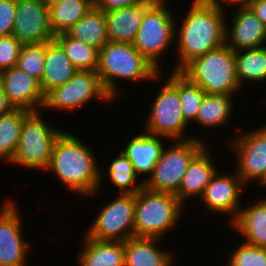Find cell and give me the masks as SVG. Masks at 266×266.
<instances>
[{
	"mask_svg": "<svg viewBox=\"0 0 266 266\" xmlns=\"http://www.w3.org/2000/svg\"><path fill=\"white\" fill-rule=\"evenodd\" d=\"M211 0H193L179 30L175 31L179 62L173 71H180L192 59L205 55L226 43L225 11Z\"/></svg>",
	"mask_w": 266,
	"mask_h": 266,
	"instance_id": "cell-1",
	"label": "cell"
},
{
	"mask_svg": "<svg viewBox=\"0 0 266 266\" xmlns=\"http://www.w3.org/2000/svg\"><path fill=\"white\" fill-rule=\"evenodd\" d=\"M82 141L64 131L54 144L46 171H53L60 183L79 196L93 197L102 187L106 170L100 169L93 149Z\"/></svg>",
	"mask_w": 266,
	"mask_h": 266,
	"instance_id": "cell-2",
	"label": "cell"
},
{
	"mask_svg": "<svg viewBox=\"0 0 266 266\" xmlns=\"http://www.w3.org/2000/svg\"><path fill=\"white\" fill-rule=\"evenodd\" d=\"M106 92L114 100L119 95L117 79L140 82L160 80L159 71L132 43L108 41L99 50V64L96 71ZM118 93V94H117Z\"/></svg>",
	"mask_w": 266,
	"mask_h": 266,
	"instance_id": "cell-3",
	"label": "cell"
},
{
	"mask_svg": "<svg viewBox=\"0 0 266 266\" xmlns=\"http://www.w3.org/2000/svg\"><path fill=\"white\" fill-rule=\"evenodd\" d=\"M179 72L206 94L234 96L241 88L236 74L235 52L226 43L192 59Z\"/></svg>",
	"mask_w": 266,
	"mask_h": 266,
	"instance_id": "cell-4",
	"label": "cell"
},
{
	"mask_svg": "<svg viewBox=\"0 0 266 266\" xmlns=\"http://www.w3.org/2000/svg\"><path fill=\"white\" fill-rule=\"evenodd\" d=\"M182 208L175 194L143 187L135 194L134 237L162 238L180 221Z\"/></svg>",
	"mask_w": 266,
	"mask_h": 266,
	"instance_id": "cell-5",
	"label": "cell"
},
{
	"mask_svg": "<svg viewBox=\"0 0 266 266\" xmlns=\"http://www.w3.org/2000/svg\"><path fill=\"white\" fill-rule=\"evenodd\" d=\"M166 0H156L145 12L133 42L137 51L159 71L161 56L172 46L175 37V15ZM160 60V61H159Z\"/></svg>",
	"mask_w": 266,
	"mask_h": 266,
	"instance_id": "cell-6",
	"label": "cell"
},
{
	"mask_svg": "<svg viewBox=\"0 0 266 266\" xmlns=\"http://www.w3.org/2000/svg\"><path fill=\"white\" fill-rule=\"evenodd\" d=\"M41 111L31 112L23 121L16 153L10 163L30 169L48 168L56 140L64 132L42 118ZM50 125V126H49Z\"/></svg>",
	"mask_w": 266,
	"mask_h": 266,
	"instance_id": "cell-7",
	"label": "cell"
},
{
	"mask_svg": "<svg viewBox=\"0 0 266 266\" xmlns=\"http://www.w3.org/2000/svg\"><path fill=\"white\" fill-rule=\"evenodd\" d=\"M203 140L204 138L173 140V144L164 147L152 174L143 179L144 187L152 191L175 194L190 162L206 146Z\"/></svg>",
	"mask_w": 266,
	"mask_h": 266,
	"instance_id": "cell-8",
	"label": "cell"
},
{
	"mask_svg": "<svg viewBox=\"0 0 266 266\" xmlns=\"http://www.w3.org/2000/svg\"><path fill=\"white\" fill-rule=\"evenodd\" d=\"M112 102L96 71L77 70L63 85L53 88L45 95L43 109L77 111L91 99ZM86 103V104H85Z\"/></svg>",
	"mask_w": 266,
	"mask_h": 266,
	"instance_id": "cell-9",
	"label": "cell"
},
{
	"mask_svg": "<svg viewBox=\"0 0 266 266\" xmlns=\"http://www.w3.org/2000/svg\"><path fill=\"white\" fill-rule=\"evenodd\" d=\"M101 209L89 226L86 237L121 242L134 237L135 194L120 193Z\"/></svg>",
	"mask_w": 266,
	"mask_h": 266,
	"instance_id": "cell-10",
	"label": "cell"
},
{
	"mask_svg": "<svg viewBox=\"0 0 266 266\" xmlns=\"http://www.w3.org/2000/svg\"><path fill=\"white\" fill-rule=\"evenodd\" d=\"M146 119L144 130L149 134L162 136L171 141L197 138L185 136L189 125L183 118L179 91L168 79L155 96Z\"/></svg>",
	"mask_w": 266,
	"mask_h": 266,
	"instance_id": "cell-11",
	"label": "cell"
},
{
	"mask_svg": "<svg viewBox=\"0 0 266 266\" xmlns=\"http://www.w3.org/2000/svg\"><path fill=\"white\" fill-rule=\"evenodd\" d=\"M229 144L237 155L234 173L244 184L256 180L259 186L266 188V124L236 135Z\"/></svg>",
	"mask_w": 266,
	"mask_h": 266,
	"instance_id": "cell-12",
	"label": "cell"
},
{
	"mask_svg": "<svg viewBox=\"0 0 266 266\" xmlns=\"http://www.w3.org/2000/svg\"><path fill=\"white\" fill-rule=\"evenodd\" d=\"M15 15L12 35L22 45L54 40L49 8L41 0H16Z\"/></svg>",
	"mask_w": 266,
	"mask_h": 266,
	"instance_id": "cell-13",
	"label": "cell"
},
{
	"mask_svg": "<svg viewBox=\"0 0 266 266\" xmlns=\"http://www.w3.org/2000/svg\"><path fill=\"white\" fill-rule=\"evenodd\" d=\"M11 200L5 199L0 209V266H26L30 249L23 238L20 211Z\"/></svg>",
	"mask_w": 266,
	"mask_h": 266,
	"instance_id": "cell-14",
	"label": "cell"
},
{
	"mask_svg": "<svg viewBox=\"0 0 266 266\" xmlns=\"http://www.w3.org/2000/svg\"><path fill=\"white\" fill-rule=\"evenodd\" d=\"M217 171L200 198L208 211L230 214L231 223L241 209V195L245 185L240 176ZM227 174V175H226ZM235 176V177H234ZM244 186V187H243Z\"/></svg>",
	"mask_w": 266,
	"mask_h": 266,
	"instance_id": "cell-15",
	"label": "cell"
},
{
	"mask_svg": "<svg viewBox=\"0 0 266 266\" xmlns=\"http://www.w3.org/2000/svg\"><path fill=\"white\" fill-rule=\"evenodd\" d=\"M0 82L14 108L30 112L43 108L45 95L37 78L14 66L0 72Z\"/></svg>",
	"mask_w": 266,
	"mask_h": 266,
	"instance_id": "cell-16",
	"label": "cell"
},
{
	"mask_svg": "<svg viewBox=\"0 0 266 266\" xmlns=\"http://www.w3.org/2000/svg\"><path fill=\"white\" fill-rule=\"evenodd\" d=\"M231 18V28L226 25V44L234 52L266 46V26L249 7H239Z\"/></svg>",
	"mask_w": 266,
	"mask_h": 266,
	"instance_id": "cell-17",
	"label": "cell"
},
{
	"mask_svg": "<svg viewBox=\"0 0 266 266\" xmlns=\"http://www.w3.org/2000/svg\"><path fill=\"white\" fill-rule=\"evenodd\" d=\"M207 145L190 162L178 191L177 199L184 205L186 200L195 197L201 198L206 186L219 170L214 165L212 154ZM211 156V157H210ZM186 199V200H185ZM185 201V202H184Z\"/></svg>",
	"mask_w": 266,
	"mask_h": 266,
	"instance_id": "cell-18",
	"label": "cell"
},
{
	"mask_svg": "<svg viewBox=\"0 0 266 266\" xmlns=\"http://www.w3.org/2000/svg\"><path fill=\"white\" fill-rule=\"evenodd\" d=\"M155 1L142 0L132 7L105 12L108 40L133 44L143 15Z\"/></svg>",
	"mask_w": 266,
	"mask_h": 266,
	"instance_id": "cell-19",
	"label": "cell"
},
{
	"mask_svg": "<svg viewBox=\"0 0 266 266\" xmlns=\"http://www.w3.org/2000/svg\"><path fill=\"white\" fill-rule=\"evenodd\" d=\"M161 138L167 139L144 131L143 134L132 137L122 150L132 163L138 176L141 174L150 176L152 174L155 164L161 158L165 147V144H163L165 142Z\"/></svg>",
	"mask_w": 266,
	"mask_h": 266,
	"instance_id": "cell-20",
	"label": "cell"
},
{
	"mask_svg": "<svg viewBox=\"0 0 266 266\" xmlns=\"http://www.w3.org/2000/svg\"><path fill=\"white\" fill-rule=\"evenodd\" d=\"M161 238L132 237L124 241L125 266H174V255L162 250Z\"/></svg>",
	"mask_w": 266,
	"mask_h": 266,
	"instance_id": "cell-21",
	"label": "cell"
},
{
	"mask_svg": "<svg viewBox=\"0 0 266 266\" xmlns=\"http://www.w3.org/2000/svg\"><path fill=\"white\" fill-rule=\"evenodd\" d=\"M83 238L84 247L77 255L79 266H125L124 242Z\"/></svg>",
	"mask_w": 266,
	"mask_h": 266,
	"instance_id": "cell-22",
	"label": "cell"
},
{
	"mask_svg": "<svg viewBox=\"0 0 266 266\" xmlns=\"http://www.w3.org/2000/svg\"><path fill=\"white\" fill-rule=\"evenodd\" d=\"M77 71L63 48L55 41L46 42V56L40 85L44 95L65 84Z\"/></svg>",
	"mask_w": 266,
	"mask_h": 266,
	"instance_id": "cell-23",
	"label": "cell"
},
{
	"mask_svg": "<svg viewBox=\"0 0 266 266\" xmlns=\"http://www.w3.org/2000/svg\"><path fill=\"white\" fill-rule=\"evenodd\" d=\"M257 200V203L241 208L231 224L245 237V243L266 248V198Z\"/></svg>",
	"mask_w": 266,
	"mask_h": 266,
	"instance_id": "cell-24",
	"label": "cell"
},
{
	"mask_svg": "<svg viewBox=\"0 0 266 266\" xmlns=\"http://www.w3.org/2000/svg\"><path fill=\"white\" fill-rule=\"evenodd\" d=\"M65 33L69 37L99 50L109 41L105 13L94 7Z\"/></svg>",
	"mask_w": 266,
	"mask_h": 266,
	"instance_id": "cell-25",
	"label": "cell"
},
{
	"mask_svg": "<svg viewBox=\"0 0 266 266\" xmlns=\"http://www.w3.org/2000/svg\"><path fill=\"white\" fill-rule=\"evenodd\" d=\"M94 7L93 0H63L49 7L50 25L59 34L75 25Z\"/></svg>",
	"mask_w": 266,
	"mask_h": 266,
	"instance_id": "cell-26",
	"label": "cell"
},
{
	"mask_svg": "<svg viewBox=\"0 0 266 266\" xmlns=\"http://www.w3.org/2000/svg\"><path fill=\"white\" fill-rule=\"evenodd\" d=\"M31 112L15 108L10 113L0 117V160L10 163L14 157L19 140L21 127L24 119Z\"/></svg>",
	"mask_w": 266,
	"mask_h": 266,
	"instance_id": "cell-27",
	"label": "cell"
},
{
	"mask_svg": "<svg viewBox=\"0 0 266 266\" xmlns=\"http://www.w3.org/2000/svg\"><path fill=\"white\" fill-rule=\"evenodd\" d=\"M233 96L205 94L196 118L197 124L204 127H222L229 124L233 114Z\"/></svg>",
	"mask_w": 266,
	"mask_h": 266,
	"instance_id": "cell-28",
	"label": "cell"
},
{
	"mask_svg": "<svg viewBox=\"0 0 266 266\" xmlns=\"http://www.w3.org/2000/svg\"><path fill=\"white\" fill-rule=\"evenodd\" d=\"M236 74L241 87L245 80L266 81V46L235 52Z\"/></svg>",
	"mask_w": 266,
	"mask_h": 266,
	"instance_id": "cell-29",
	"label": "cell"
},
{
	"mask_svg": "<svg viewBox=\"0 0 266 266\" xmlns=\"http://www.w3.org/2000/svg\"><path fill=\"white\" fill-rule=\"evenodd\" d=\"M179 91L181 110L187 124L196 121L198 111L205 97V91L190 82L179 71H173L167 78Z\"/></svg>",
	"mask_w": 266,
	"mask_h": 266,
	"instance_id": "cell-30",
	"label": "cell"
},
{
	"mask_svg": "<svg viewBox=\"0 0 266 266\" xmlns=\"http://www.w3.org/2000/svg\"><path fill=\"white\" fill-rule=\"evenodd\" d=\"M54 40L63 48L77 70L97 71L99 49L75 40L65 32L56 34Z\"/></svg>",
	"mask_w": 266,
	"mask_h": 266,
	"instance_id": "cell-31",
	"label": "cell"
},
{
	"mask_svg": "<svg viewBox=\"0 0 266 266\" xmlns=\"http://www.w3.org/2000/svg\"><path fill=\"white\" fill-rule=\"evenodd\" d=\"M120 152V155L107 166L108 169L106 168V173L110 177L109 181L118 188L119 193L136 194L144 187V181L142 179L140 182L138 181V175L132 163L122 151Z\"/></svg>",
	"mask_w": 266,
	"mask_h": 266,
	"instance_id": "cell-32",
	"label": "cell"
},
{
	"mask_svg": "<svg viewBox=\"0 0 266 266\" xmlns=\"http://www.w3.org/2000/svg\"><path fill=\"white\" fill-rule=\"evenodd\" d=\"M46 42L22 45L16 67L37 78L43 77Z\"/></svg>",
	"mask_w": 266,
	"mask_h": 266,
	"instance_id": "cell-33",
	"label": "cell"
},
{
	"mask_svg": "<svg viewBox=\"0 0 266 266\" xmlns=\"http://www.w3.org/2000/svg\"><path fill=\"white\" fill-rule=\"evenodd\" d=\"M230 255L226 266H266V248L263 247L244 242Z\"/></svg>",
	"mask_w": 266,
	"mask_h": 266,
	"instance_id": "cell-34",
	"label": "cell"
},
{
	"mask_svg": "<svg viewBox=\"0 0 266 266\" xmlns=\"http://www.w3.org/2000/svg\"><path fill=\"white\" fill-rule=\"evenodd\" d=\"M22 44L13 36H0V72L16 66Z\"/></svg>",
	"mask_w": 266,
	"mask_h": 266,
	"instance_id": "cell-35",
	"label": "cell"
},
{
	"mask_svg": "<svg viewBox=\"0 0 266 266\" xmlns=\"http://www.w3.org/2000/svg\"><path fill=\"white\" fill-rule=\"evenodd\" d=\"M16 0H0V36L12 35Z\"/></svg>",
	"mask_w": 266,
	"mask_h": 266,
	"instance_id": "cell-36",
	"label": "cell"
},
{
	"mask_svg": "<svg viewBox=\"0 0 266 266\" xmlns=\"http://www.w3.org/2000/svg\"><path fill=\"white\" fill-rule=\"evenodd\" d=\"M142 0H93L94 8L100 11L108 12L121 8L132 7Z\"/></svg>",
	"mask_w": 266,
	"mask_h": 266,
	"instance_id": "cell-37",
	"label": "cell"
},
{
	"mask_svg": "<svg viewBox=\"0 0 266 266\" xmlns=\"http://www.w3.org/2000/svg\"><path fill=\"white\" fill-rule=\"evenodd\" d=\"M249 8L266 26V0H252Z\"/></svg>",
	"mask_w": 266,
	"mask_h": 266,
	"instance_id": "cell-38",
	"label": "cell"
},
{
	"mask_svg": "<svg viewBox=\"0 0 266 266\" xmlns=\"http://www.w3.org/2000/svg\"><path fill=\"white\" fill-rule=\"evenodd\" d=\"M14 109V106L9 102L8 97L4 92L3 86L0 82V117L7 113H10Z\"/></svg>",
	"mask_w": 266,
	"mask_h": 266,
	"instance_id": "cell-39",
	"label": "cell"
},
{
	"mask_svg": "<svg viewBox=\"0 0 266 266\" xmlns=\"http://www.w3.org/2000/svg\"><path fill=\"white\" fill-rule=\"evenodd\" d=\"M211 1H213L217 6H219L220 8H222V9H224L225 10V8H224V6H223V4H224V2L227 4H229V3H239L240 5H238V6H240V8H244V7H249L250 6V4H251V2H252V0H211ZM221 1V2H220ZM223 3V4H222Z\"/></svg>",
	"mask_w": 266,
	"mask_h": 266,
	"instance_id": "cell-40",
	"label": "cell"
},
{
	"mask_svg": "<svg viewBox=\"0 0 266 266\" xmlns=\"http://www.w3.org/2000/svg\"><path fill=\"white\" fill-rule=\"evenodd\" d=\"M48 8L52 5H56L60 2H62L63 0H41Z\"/></svg>",
	"mask_w": 266,
	"mask_h": 266,
	"instance_id": "cell-41",
	"label": "cell"
}]
</instances>
